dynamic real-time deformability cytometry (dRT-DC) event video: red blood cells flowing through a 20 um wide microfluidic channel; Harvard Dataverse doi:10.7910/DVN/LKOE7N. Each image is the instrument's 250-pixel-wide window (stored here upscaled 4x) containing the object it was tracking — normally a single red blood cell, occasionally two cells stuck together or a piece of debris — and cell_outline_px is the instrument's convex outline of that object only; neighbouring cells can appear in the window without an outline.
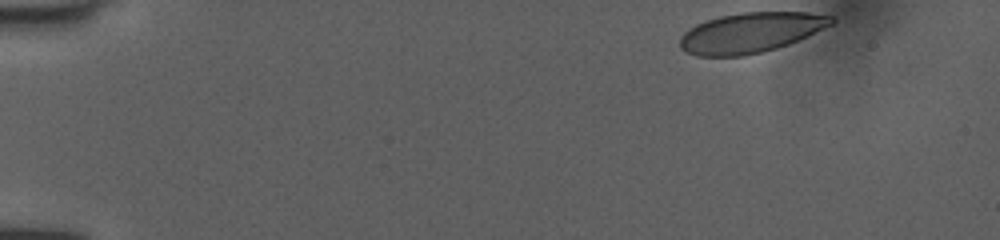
{"species": "human", "species_latin": "Homo sapiens", "temperature_condition": "room temperature", "stored_images_in_passage": 26, "camera_frame_rate_fps": 3000, "um_per_image_px": 0.085, "donor": {"sex": "female"}, "frame": {"image": 1, "passage_image": 1, "time_ms": 0.0, "image_size_px": [1000, 240], "cell_outline_px": [[836, 20], [832, 24], [788, 44], [776, 48], [744, 56], [696, 56], [680, 48], [680, 36], [688, 28], [696, 24], [720, 16], [740, 12], [808, 12], [836, 16]], "centroid_in_image_um": [63.8, 2.76], "position_along_channel_um": 21.2, "area_um2": 35.32}}
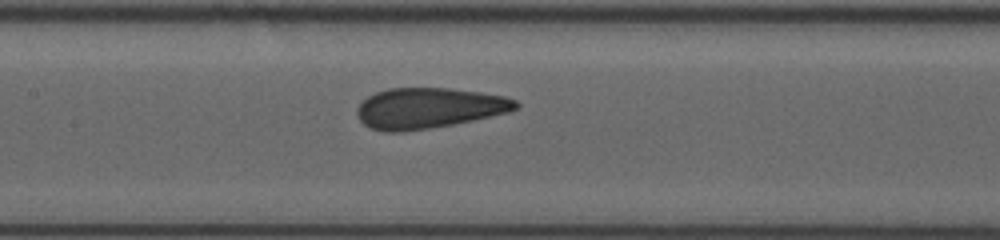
{"frame": {"image": 2, "passage_image": 11, "time_ms": 3.333, "image_size_px": [1000, 240], "cell_outline_px": [[520, 108], [508, 112], [472, 120], [452, 124], [404, 132], [384, 132], [372, 128], [364, 124], [356, 116], [356, 108], [368, 96], [376, 92], [388, 88], [448, 88], [480, 92], [504, 96], [516, 100], [520, 104]], "centroid_in_image_um": [36.43, 9.18], "position_along_channel_um": 171.0, "area_um2": 37.51}}
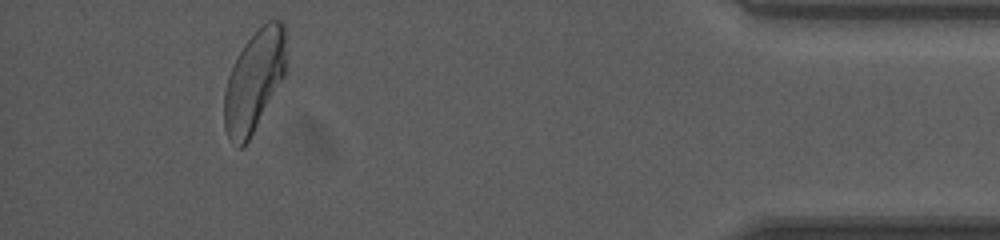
{"frame": {"image": 3, "passage_image": 22, "time_ms": 7.0, "image_size_px": [1000, 240], "cell_outline_px": [[288, 68], [284, 76], [248, 140], [240, 148], [236, 148], [228, 136], [224, 128], [224, 92], [228, 76], [244, 44], [268, 20], [280, 20], [284, 24]], "centroid_in_image_um": [21.62, 6.86], "position_along_channel_um": 413.6, "area_um2": 36.18}}